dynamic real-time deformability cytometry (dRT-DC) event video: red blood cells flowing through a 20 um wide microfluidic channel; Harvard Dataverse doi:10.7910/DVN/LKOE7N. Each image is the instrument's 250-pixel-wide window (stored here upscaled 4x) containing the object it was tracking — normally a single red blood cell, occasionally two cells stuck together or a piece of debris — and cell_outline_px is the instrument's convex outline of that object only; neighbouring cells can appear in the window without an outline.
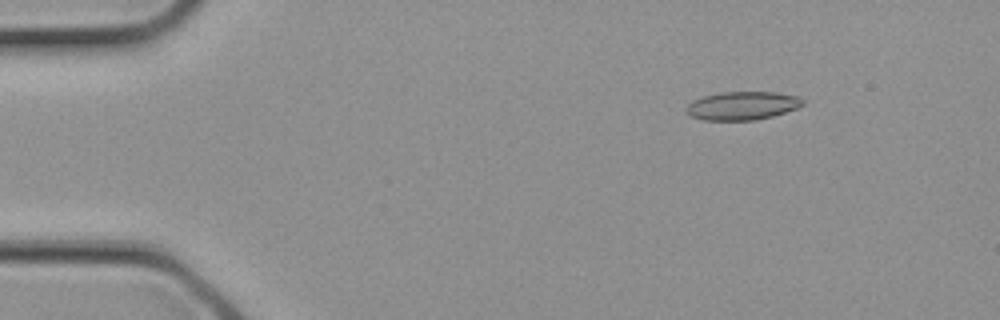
{"species": "common noctule bat (a hibernating species)", "species_latin": "Nyctalus noctula", "temperature_condition": "cold", "stored_images_in_passage": 2, "camera_frame_rate_fps": 3000, "um_per_image_px": 0.085, "animal": {"sex": "female", "body_mass_g": 21.9}, "frame": {"image": 1, "passage_image": 1, "time_ms": 0.0, "image_size_px": [1000, 320], "cell_outline_px": [[804, 104], [796, 108], [772, 116], [756, 120], [704, 120], [688, 116], [684, 108], [692, 100], [704, 96], [720, 92], [776, 92], [800, 96], [804, 100]], "centroid_in_image_um": [63.07, 8.98], "position_along_channel_um": 21.9, "area_um2": 19.42}}